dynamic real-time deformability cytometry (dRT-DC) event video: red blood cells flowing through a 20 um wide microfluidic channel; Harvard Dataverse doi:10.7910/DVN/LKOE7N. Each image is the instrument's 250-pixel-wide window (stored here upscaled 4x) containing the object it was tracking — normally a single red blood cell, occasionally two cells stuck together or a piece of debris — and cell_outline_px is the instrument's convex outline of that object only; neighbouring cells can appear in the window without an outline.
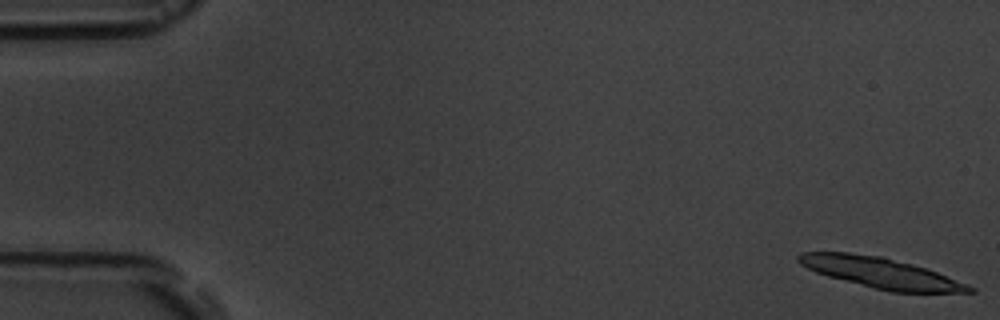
{"species": "common noctule bat (a hibernating species)", "species_latin": "Nyctalus noctula", "temperature_condition": "room temperature", "stored_images_in_passage": 17, "camera_frame_rate_fps": 3000, "um_per_image_px": 0.085, "animal": {"sex": "male", "body_mass_g": 19.5, "forearm_length_mm": 54.6}, "frame": {"image": 1, "passage_image": 1, "time_ms": 0.0, "image_size_px": [1000, 320], "cell_outline_px": [[976, 292], [892, 292], [872, 288], [828, 276], [816, 272], [800, 264], [796, 260], [796, 256], [800, 252], [848, 252], [880, 256], [912, 264], [936, 272], [968, 284], [976, 288]], "centroid_in_image_um": [74.84, 23.19], "position_along_channel_um": 10.2, "area_um2": 30.23}}
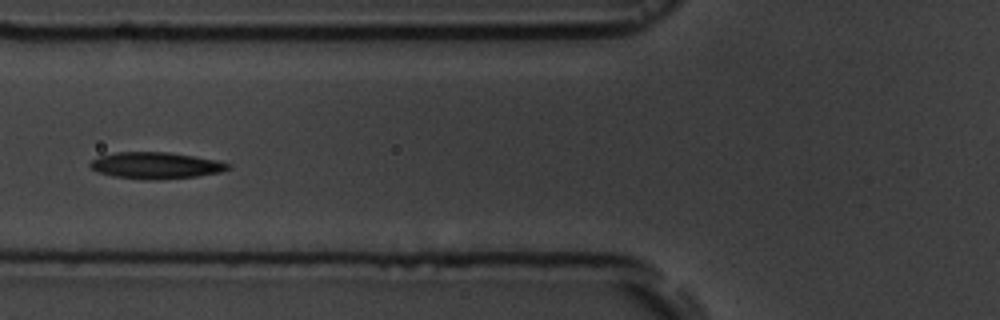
{"frame": {"image": 2, "passage_image": 7, "time_ms": 7.0, "image_size_px": [1000, 320], "cell_outline_px": [[232, 168], [220, 172], [196, 176], [160, 180], [148, 180], [112, 176], [96, 172], [88, 164], [92, 160], [100, 156], [116, 152], [168, 152], [216, 160], [232, 164]], "centroid_in_image_um": [13.24, 14.07], "position_along_channel_um": 112.6, "area_um2": 21.39}}
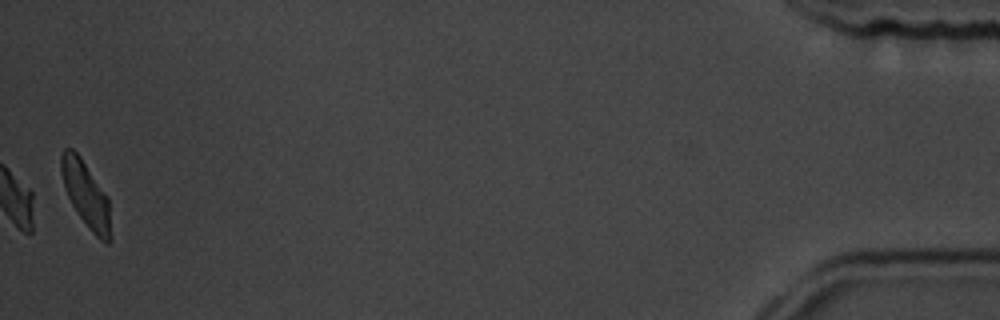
{"frame": {"image": 3, "passage_image": 17, "time_ms": 18.333, "image_size_px": [1000, 320], "cell_outline_px": [[112, 240], [108, 244], [100, 240], [92, 232], [76, 212], [68, 196], [60, 172], [60, 156], [64, 148], [72, 148], [80, 156], [108, 196], [112, 236]], "centroid_in_image_um": [7.33, 16.55], "position_along_channel_um": 427.9, "area_um2": 19.13}, "authors_computed_cell_mechanics": {"area_um2": 21.386, "velocity_mm_per_s": 3.5964, "shape_relaxation_time_tau1_ms": 2.4661, "shape_relaxation_time_tau2_ms": null, "deformation_change_tau1": 0.0889, "deformation_change_tau2": null}}